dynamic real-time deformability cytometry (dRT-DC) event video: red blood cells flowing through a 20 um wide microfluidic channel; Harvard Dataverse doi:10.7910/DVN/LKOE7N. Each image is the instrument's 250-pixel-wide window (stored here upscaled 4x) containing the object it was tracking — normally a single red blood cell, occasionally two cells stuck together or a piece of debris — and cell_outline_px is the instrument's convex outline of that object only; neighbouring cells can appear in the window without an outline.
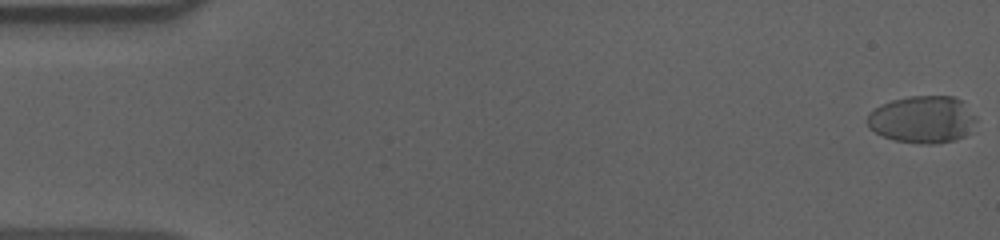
{"species": "human", "species_latin": "Homo sapiens", "temperature_condition": "cold", "stored_images_in_passage": 52, "camera_frame_rate_fps": 3000, "um_per_image_px": 0.085, "donor": {"sex": "male"}, "frame": {"image": 1, "passage_image": 1, "time_ms": 0.0, "image_size_px": [1000, 240], "cell_outline_px": [[976, 120], [972, 132], [956, 140], [936, 144], [920, 144], [896, 140], [884, 136], [868, 128], [868, 116], [876, 108], [892, 100], [908, 96], [952, 96], [960, 100], [976, 116]], "centroid_in_image_um": [78.46, 10.17], "position_along_channel_um": 6.5, "area_um2": 29.88}}
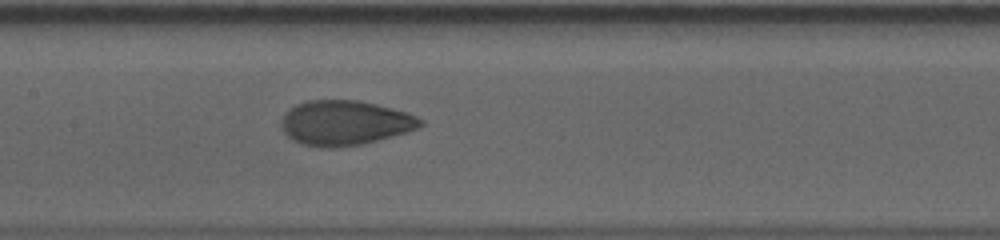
{"frame": {"image": 2, "passage_image": 28, "time_ms": 9.0, "image_size_px": [1000, 240], "cell_outline_px": [[424, 124], [408, 132], [364, 144], [332, 148], [320, 148], [300, 144], [292, 140], [284, 132], [280, 124], [280, 120], [284, 112], [296, 104], [308, 100], [356, 100], [376, 104], [404, 112], [416, 116], [424, 120]], "centroid_in_image_um": [29.27, 10.46], "position_along_channel_um": 178.1, "area_um2": 36.59}}
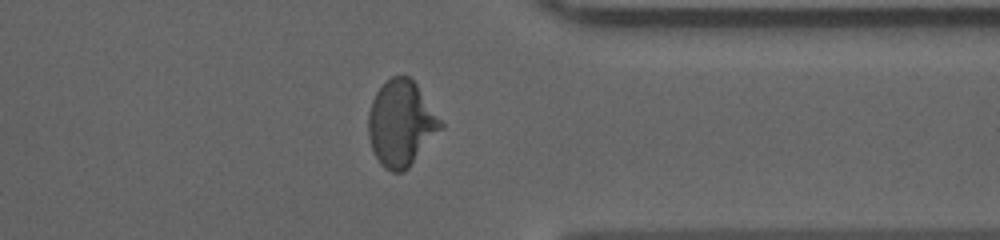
{"frame": {"image": 3, "passage_image": 45, "time_ms": 14.667, "image_size_px": [1000, 240], "cell_outline_px": [[444, 128], [408, 168], [404, 172], [392, 172], [384, 168], [380, 164], [372, 148], [368, 136], [368, 112], [372, 100], [376, 92], [392, 76], [408, 76], [416, 84], [444, 124]], "centroid_in_image_um": [34.1, 10.52], "position_along_channel_um": 377.3, "area_um2": 36.07}}